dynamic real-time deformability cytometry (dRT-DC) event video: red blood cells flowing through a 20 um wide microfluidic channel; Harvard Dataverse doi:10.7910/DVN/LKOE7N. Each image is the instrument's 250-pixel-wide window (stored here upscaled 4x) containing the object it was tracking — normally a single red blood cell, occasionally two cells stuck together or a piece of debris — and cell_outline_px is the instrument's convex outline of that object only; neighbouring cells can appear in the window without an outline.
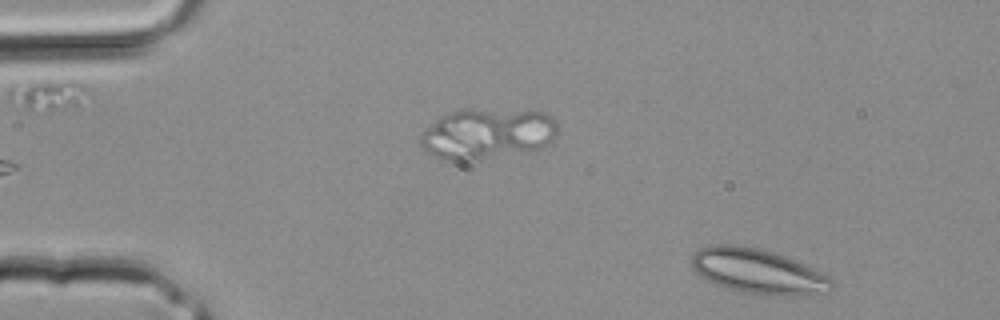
{"species": "common noctule bat (a hibernating species)", "species_latin": "Nyctalus noctula", "temperature_condition": "room temperature", "stored_images_in_passage": 4, "camera_frame_rate_fps": 3000, "um_per_image_px": 0.085, "animal": {"sex": "male", "body_mass_g": 20.4}, "frame": {"image": 1, "passage_image": 4, "time_ms": 1.0, "image_size_px": [1000, 320], "cell_outline_px": [[836, 288], [824, 292], [808, 296], [788, 296], [748, 292], [728, 288], [716, 284], [700, 276], [692, 268], [692, 256], [700, 248], [712, 244], [736, 244], [756, 248], [772, 252], [784, 256], [804, 264], [828, 276], [836, 284]], "centroid_in_image_um": [64.46, 23.06], "position_along_channel_um": 20.5, "area_um2": 36.41}}